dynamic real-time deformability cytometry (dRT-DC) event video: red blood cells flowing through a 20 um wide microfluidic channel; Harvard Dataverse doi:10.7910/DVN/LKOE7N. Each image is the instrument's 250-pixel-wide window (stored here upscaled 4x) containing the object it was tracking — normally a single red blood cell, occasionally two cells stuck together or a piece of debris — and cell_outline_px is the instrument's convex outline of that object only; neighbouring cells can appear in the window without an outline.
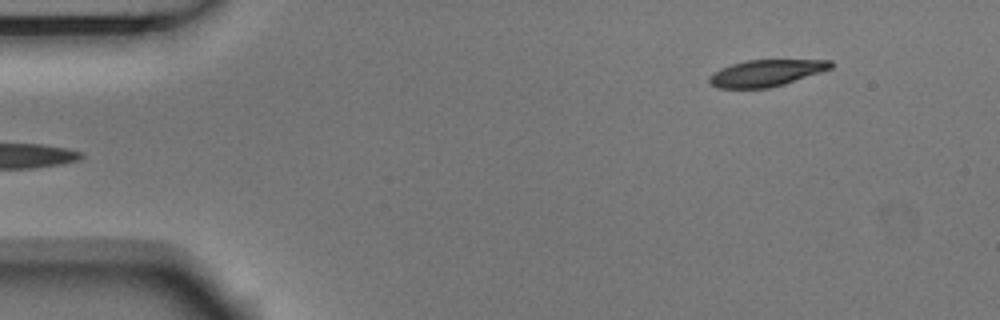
{"species": "Egyptian fruit bat (a non-hibernating species)", "species_latin": "Rousettus aegyptiacus", "temperature_condition": "room temperature", "stored_images_in_passage": 4, "segment_of_instrument_passage": [2, 2], "camera_frame_rate_fps": 3000, "um_per_image_px": 0.085, "animal": {"sex": "male"}, "frame": {"image": 1, "passage_image": 4, "time_ms": 1.0, "image_size_px": [1000, 320], "cell_outline_px": [[832, 68], [784, 84], [768, 88], [716, 88], [708, 80], [708, 76], [712, 72], [720, 68], [744, 60], [832, 60]], "centroid_in_image_um": [65.07, 6.2], "position_along_channel_um": 19.9, "area_um2": 18.79}}